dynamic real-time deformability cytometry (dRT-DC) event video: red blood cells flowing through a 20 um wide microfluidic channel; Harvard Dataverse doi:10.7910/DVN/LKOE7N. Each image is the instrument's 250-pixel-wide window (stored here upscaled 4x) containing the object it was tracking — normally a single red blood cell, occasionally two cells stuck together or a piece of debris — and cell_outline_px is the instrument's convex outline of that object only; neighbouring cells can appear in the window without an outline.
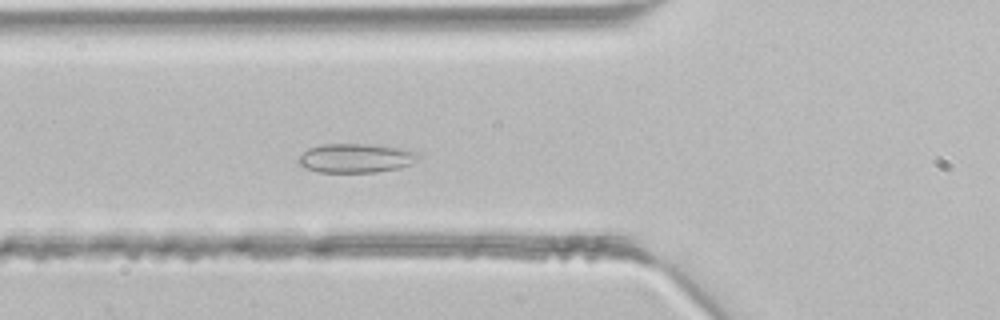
{"species": "common noctule bat (a hibernating species)", "species_latin": "Nyctalus noctula", "temperature_condition": "room temperature", "stored_images_in_passage": 42, "camera_frame_rate_fps": 3000, "um_per_image_px": 0.085, "animal": {"sex": "male", "body_mass_g": 21.5, "forearm_length_mm": 52.0}, "frame": {"image": 1, "passage_image": 13, "time_ms": 4.0, "image_size_px": [1000, 320], "cell_outline_px": [[420, 156], [416, 160], [408, 164], [396, 168], [376, 172], [320, 172], [304, 168], [296, 160], [308, 148], [320, 144], [368, 144], [396, 148], [420, 152]], "centroid_in_image_um": [30.19, 13.44], "position_along_channel_um": 95.6, "area_um2": 20.11}}
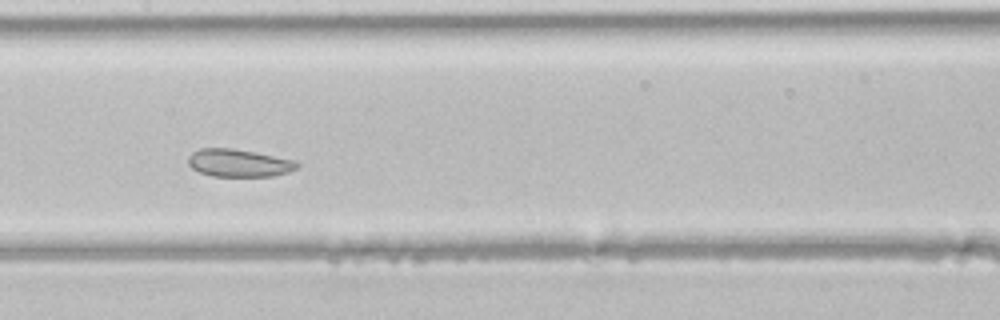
{"frame": {"image": 2, "passage_image": 19, "time_ms": 6.0, "image_size_px": [1000, 320], "cell_outline_px": [[300, 164], [296, 168], [288, 172], [272, 176], [212, 176], [200, 172], [192, 168], [188, 164], [188, 156], [192, 152], [200, 148], [232, 148], [256, 152], [296, 160]], "centroid_in_image_um": [20.3, 13.84], "position_along_channel_um": 187.1, "area_um2": 17.63}}
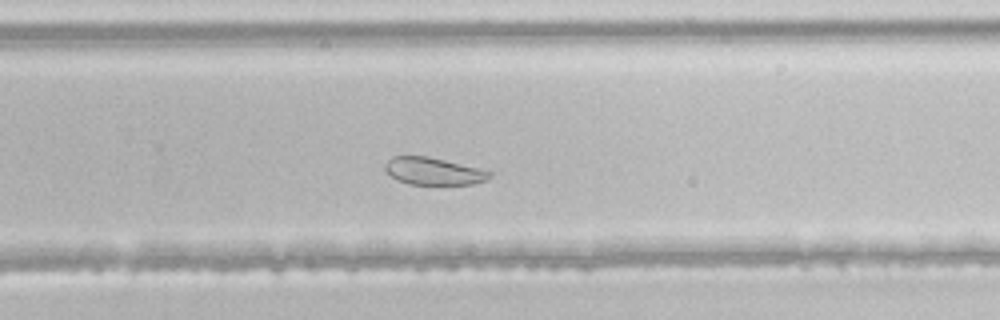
{"frame": {"image": 3, "passage_image": 26, "time_ms": 8.333, "image_size_px": [1000, 320], "cell_outline_px": [[492, 176], [488, 180], [472, 184], [408, 184], [396, 180], [384, 168], [384, 164], [392, 156], [428, 156], [480, 168], [492, 172]], "centroid_in_image_um": [36.86, 14.55], "position_along_channel_um": 292.9, "area_um2": 16.7}}